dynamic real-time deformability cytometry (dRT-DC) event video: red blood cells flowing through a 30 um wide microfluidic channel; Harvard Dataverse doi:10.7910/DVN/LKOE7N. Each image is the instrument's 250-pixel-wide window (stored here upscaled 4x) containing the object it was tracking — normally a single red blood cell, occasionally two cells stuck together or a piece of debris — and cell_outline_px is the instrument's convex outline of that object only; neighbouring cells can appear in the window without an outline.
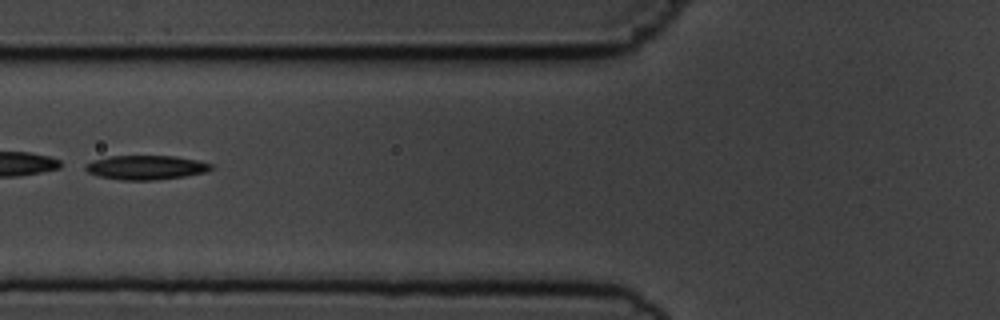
{"species": "common noctule bat (a hibernating species)", "species_latin": "Nyctalus noctula", "temperature_condition": "cold", "stored_images_in_passage": 6, "camera_frame_rate_fps": 3000, "um_per_image_px": 0.085, "animal": {"sex": "male", "body_mass_g": 19.5, "forearm_length_mm": 54.6}, "frame": {"image": 1, "passage_image": 6, "time_ms": 6.333, "image_size_px": [1000, 320], "cell_outline_px": [[216, 168], [208, 172], [184, 176], [156, 180], [120, 180], [100, 176], [88, 172], [84, 168], [84, 164], [92, 160], [108, 156], [176, 156], [196, 160], [212, 164]], "centroid_in_image_um": [12.42, 14.23], "position_along_channel_um": 113.4, "area_um2": 17.92}}